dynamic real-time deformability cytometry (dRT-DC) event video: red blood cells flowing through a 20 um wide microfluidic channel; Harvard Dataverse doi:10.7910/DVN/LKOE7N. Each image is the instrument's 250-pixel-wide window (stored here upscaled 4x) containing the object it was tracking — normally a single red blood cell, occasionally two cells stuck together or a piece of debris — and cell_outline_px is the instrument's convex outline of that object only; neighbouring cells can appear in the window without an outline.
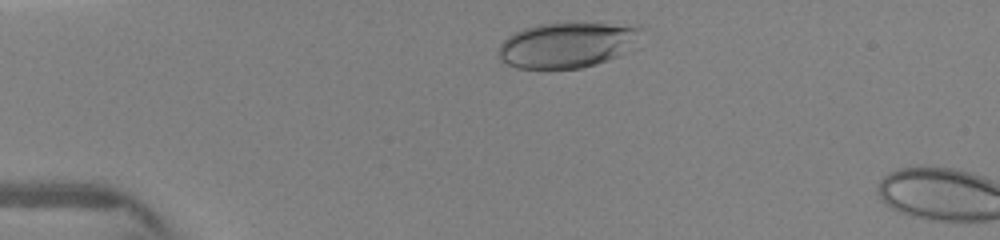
{"species": "human", "species_latin": "Homo sapiens", "temperature_condition": "warm", "stored_images_in_passage": 3, "camera_frame_rate_fps": 3000, "um_per_image_px": 0.085, "donor": {"sex": "female"}, "frame": {"image": 1, "passage_image": 2, "time_ms": 1.0, "image_size_px": [1000, 240], "cell_outline_px": [[644, 28], [624, 52], [620, 56], [596, 64], [580, 68], [548, 72], [516, 68], [500, 60], [500, 44], [508, 36], [524, 28], [536, 24], [556, 20], [568, 20], [640, 24]], "centroid_in_image_um": [48.2, 3.79], "position_along_channel_um": 36.8, "area_um2": 39.77}}